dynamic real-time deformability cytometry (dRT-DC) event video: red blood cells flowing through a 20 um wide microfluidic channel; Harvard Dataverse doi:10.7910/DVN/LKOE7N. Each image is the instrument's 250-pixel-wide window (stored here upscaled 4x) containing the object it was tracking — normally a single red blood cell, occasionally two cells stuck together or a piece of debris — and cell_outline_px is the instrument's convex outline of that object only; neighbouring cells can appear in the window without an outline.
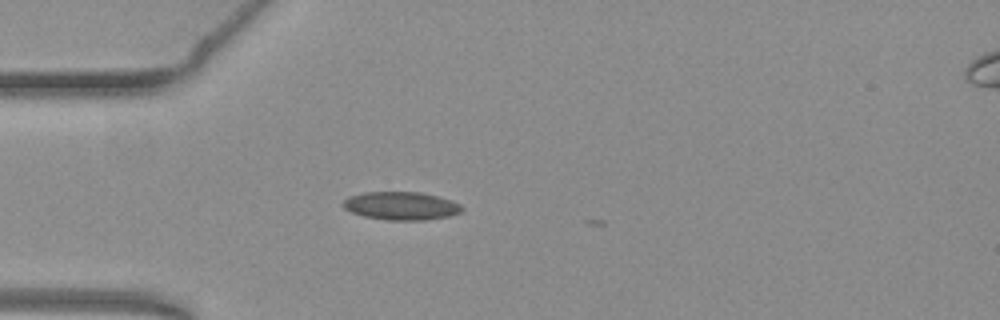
{"species": "common noctule bat (a hibernating species)", "species_latin": "Nyctalus noctula", "temperature_condition": "warm", "stored_images_in_passage": 3, "camera_frame_rate_fps": 3000, "um_per_image_px": 0.085, "animal": {"sex": "female", "body_mass_g": 19.3, "forearm_length_mm": 54.1}, "frame": {"image": 1, "passage_image": 1, "time_ms": 0.0, "image_size_px": [1000, 320], "cell_outline_px": [[464, 208], [460, 212], [448, 216], [424, 220], [388, 220], [364, 216], [352, 212], [344, 208], [344, 200], [352, 196], [364, 192], [420, 192], [452, 200], [460, 204]], "centroid_in_image_um": [34.13, 17.49], "position_along_channel_um": 50.9, "area_um2": 19.25}}